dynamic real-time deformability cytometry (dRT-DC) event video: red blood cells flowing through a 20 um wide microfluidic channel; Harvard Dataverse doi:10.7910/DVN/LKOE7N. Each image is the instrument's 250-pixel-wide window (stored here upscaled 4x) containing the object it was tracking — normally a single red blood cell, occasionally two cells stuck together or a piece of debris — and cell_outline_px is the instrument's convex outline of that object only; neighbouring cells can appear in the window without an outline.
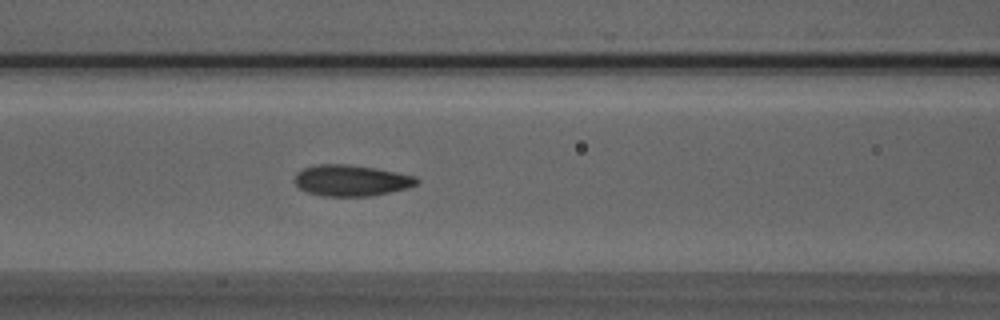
{"species": "Egyptian fruit bat (a non-hibernating species)", "species_latin": "Rousettus aegyptiacus", "temperature_condition": "room temperature", "stored_images_in_passage": 44, "camera_frame_rate_fps": 3000, "um_per_image_px": 0.085, "animal": {"sex": "male"}, "frame": {"image": 1, "passage_image": 20, "time_ms": 6.333, "image_size_px": [1000, 320], "cell_outline_px": [[420, 180], [416, 184], [408, 188], [368, 196], [324, 196], [308, 192], [300, 188], [292, 180], [296, 172], [304, 168], [316, 164], [348, 164], [376, 168], [416, 176]], "centroid_in_image_um": [29.83, 15.33], "position_along_channel_um": 136.8, "area_um2": 22.2}}
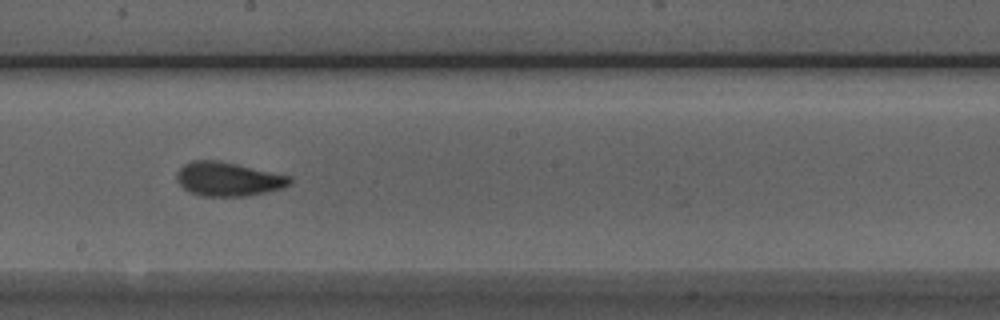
{"frame": {"image": 2, "passage_image": 27, "time_ms": 8.667, "image_size_px": [1000, 320], "cell_outline_px": [[292, 180], [288, 184], [280, 188], [264, 192], [244, 196], [200, 196], [188, 192], [176, 180], [176, 172], [184, 164], [192, 160], [220, 160], [292, 176]], "centroid_in_image_um": [19.35, 15.21], "position_along_channel_um": 228.9, "area_um2": 22.43}}
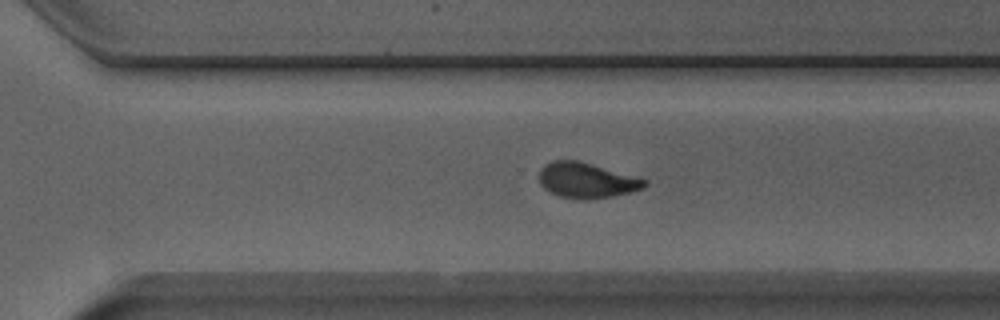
{"frame": {"image": 3, "passage_image": 34, "time_ms": 11.0, "image_size_px": [1000, 320], "cell_outline_px": [[648, 184], [644, 188], [612, 196], [560, 196], [544, 188], [540, 184], [540, 168], [544, 164], [552, 160], [576, 160], [648, 180]], "centroid_in_image_um": [49.84, 15.27], "position_along_channel_um": 320.8, "area_um2": 20.63}, "authors_computed_cell_mechanics": {"area_um2": 21.5883, "velocity_mm_per_s": 3.9554, "shape_relaxation_time_tau1_ms": 3.8813, "shape_relaxation_time_tau2_ms": 1.1925, "deformation_change_tau1": 0.1332, "deformation_change_tau2": 0.07}}